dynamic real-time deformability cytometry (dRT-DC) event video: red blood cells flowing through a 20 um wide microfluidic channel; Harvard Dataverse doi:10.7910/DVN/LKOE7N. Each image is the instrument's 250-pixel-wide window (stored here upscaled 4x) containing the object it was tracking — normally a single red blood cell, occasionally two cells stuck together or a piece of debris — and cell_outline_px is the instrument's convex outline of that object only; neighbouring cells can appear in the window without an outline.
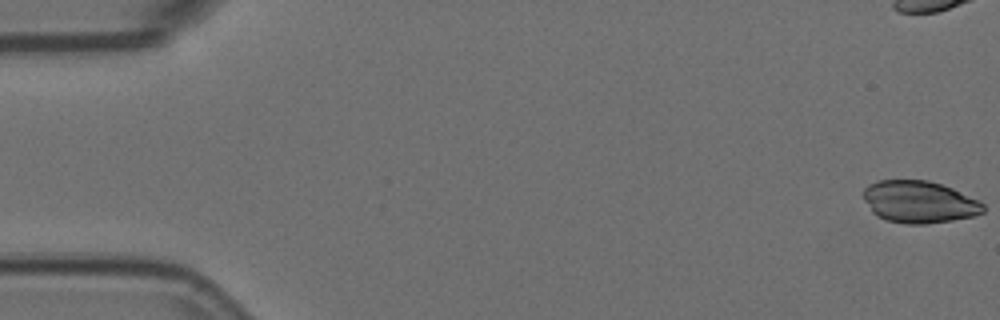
{"species": "Egyptian fruit bat (a non-hibernating species)", "species_latin": "Rousettus aegyptiacus", "temperature_condition": "room temperature", "stored_images_in_passage": 57, "camera_frame_rate_fps": 3000, "um_per_image_px": 0.085, "animal": {"sex": "female"}, "frame": {"image": 1, "passage_image": 1, "time_ms": 0.0, "image_size_px": [1000, 320], "cell_outline_px": [[984, 212], [972, 216], [952, 220], [924, 224], [904, 224], [888, 220], [876, 216], [872, 212], [864, 200], [864, 188], [868, 184], [876, 180], [928, 180], [952, 188], [984, 204]], "centroid_in_image_um": [78.09, 17.16], "position_along_channel_um": 6.9, "area_um2": 29.25}}